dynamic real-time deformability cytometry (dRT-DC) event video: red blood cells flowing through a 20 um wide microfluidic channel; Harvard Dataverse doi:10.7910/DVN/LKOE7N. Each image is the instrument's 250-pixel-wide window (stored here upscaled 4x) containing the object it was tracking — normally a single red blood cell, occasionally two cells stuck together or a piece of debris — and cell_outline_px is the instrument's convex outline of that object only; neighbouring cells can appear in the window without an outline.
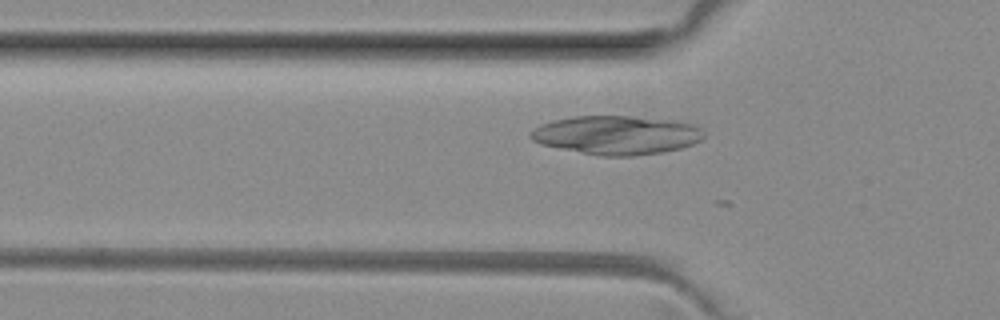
{"species": "common noctule bat (a hibernating species)", "species_latin": "Nyctalus noctula", "temperature_condition": "room temperature", "stored_images_in_passage": 11, "camera_frame_rate_fps": 3000, "um_per_image_px": 0.085, "animal": {"sex": "female", "body_mass_g": 29.2, "forearm_length_mm": 56.3}, "frame": {"image": 1, "passage_image": 3, "time_ms": 0.667, "image_size_px": [1000, 320], "cell_outline_px": [[704, 136], [700, 140], [692, 144], [680, 148], [664, 152], [632, 156], [604, 156], [540, 144], [532, 140], [528, 136], [540, 124], [552, 120], [572, 116], [628, 116], [672, 120], [692, 124], [700, 128]], "centroid_in_image_um": [52.4, 11.47], "position_along_channel_um": 73.4, "area_um2": 38.84}}
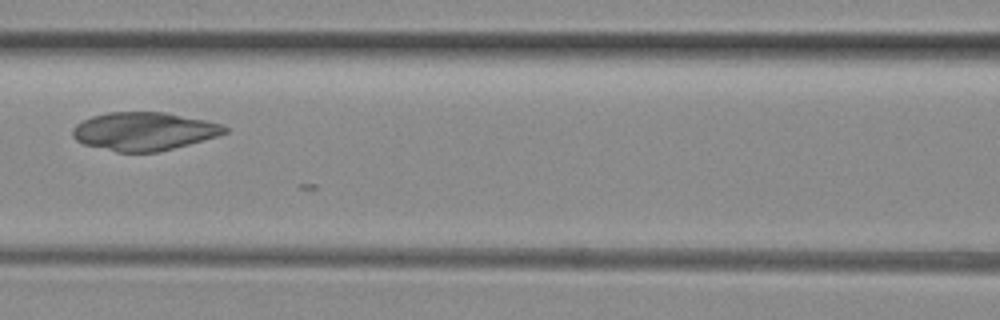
{"frame": {"image": 2, "passage_image": 9, "time_ms": 2.667, "image_size_px": [1000, 320], "cell_outline_px": [[228, 132], [216, 136], [188, 144], [156, 152], [116, 152], [84, 144], [76, 140], [72, 136], [72, 128], [76, 124], [92, 116], [108, 112], [164, 112], [224, 124], [228, 128]], "centroid_in_image_um": [12.22, 11.16], "position_along_channel_um": 154.4, "area_um2": 33.7}}